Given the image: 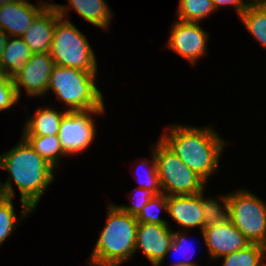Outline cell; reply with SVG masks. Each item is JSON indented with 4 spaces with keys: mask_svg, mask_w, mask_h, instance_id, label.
<instances>
[{
    "mask_svg": "<svg viewBox=\"0 0 266 266\" xmlns=\"http://www.w3.org/2000/svg\"><path fill=\"white\" fill-rule=\"evenodd\" d=\"M0 168L10 173L3 183L7 197L16 195L11 182L14 180L20 191L22 207L29 206L32 210L55 179V168L39 156L23 136L8 153L0 155Z\"/></svg>",
    "mask_w": 266,
    "mask_h": 266,
    "instance_id": "obj_1",
    "label": "cell"
},
{
    "mask_svg": "<svg viewBox=\"0 0 266 266\" xmlns=\"http://www.w3.org/2000/svg\"><path fill=\"white\" fill-rule=\"evenodd\" d=\"M216 132L209 127L175 124L159 139L207 182L208 177L217 171L226 143Z\"/></svg>",
    "mask_w": 266,
    "mask_h": 266,
    "instance_id": "obj_2",
    "label": "cell"
},
{
    "mask_svg": "<svg viewBox=\"0 0 266 266\" xmlns=\"http://www.w3.org/2000/svg\"><path fill=\"white\" fill-rule=\"evenodd\" d=\"M108 206L106 224L89 257L90 266H119L136 252V216L114 204Z\"/></svg>",
    "mask_w": 266,
    "mask_h": 266,
    "instance_id": "obj_3",
    "label": "cell"
},
{
    "mask_svg": "<svg viewBox=\"0 0 266 266\" xmlns=\"http://www.w3.org/2000/svg\"><path fill=\"white\" fill-rule=\"evenodd\" d=\"M97 72L55 65L47 88L67 104V111H85L105 108L103 95L95 84Z\"/></svg>",
    "mask_w": 266,
    "mask_h": 266,
    "instance_id": "obj_4",
    "label": "cell"
},
{
    "mask_svg": "<svg viewBox=\"0 0 266 266\" xmlns=\"http://www.w3.org/2000/svg\"><path fill=\"white\" fill-rule=\"evenodd\" d=\"M49 54L55 65L97 72L94 50L87 38L68 19L61 18L54 28Z\"/></svg>",
    "mask_w": 266,
    "mask_h": 266,
    "instance_id": "obj_5",
    "label": "cell"
},
{
    "mask_svg": "<svg viewBox=\"0 0 266 266\" xmlns=\"http://www.w3.org/2000/svg\"><path fill=\"white\" fill-rule=\"evenodd\" d=\"M163 194L192 195L204 191L206 181L191 170L160 139L152 149Z\"/></svg>",
    "mask_w": 266,
    "mask_h": 266,
    "instance_id": "obj_6",
    "label": "cell"
},
{
    "mask_svg": "<svg viewBox=\"0 0 266 266\" xmlns=\"http://www.w3.org/2000/svg\"><path fill=\"white\" fill-rule=\"evenodd\" d=\"M228 195V219L250 243L266 247V203L243 189Z\"/></svg>",
    "mask_w": 266,
    "mask_h": 266,
    "instance_id": "obj_7",
    "label": "cell"
},
{
    "mask_svg": "<svg viewBox=\"0 0 266 266\" xmlns=\"http://www.w3.org/2000/svg\"><path fill=\"white\" fill-rule=\"evenodd\" d=\"M105 108L67 111L60 123L58 138L65 155L81 153L92 144L96 135L91 113L101 115Z\"/></svg>",
    "mask_w": 266,
    "mask_h": 266,
    "instance_id": "obj_8",
    "label": "cell"
},
{
    "mask_svg": "<svg viewBox=\"0 0 266 266\" xmlns=\"http://www.w3.org/2000/svg\"><path fill=\"white\" fill-rule=\"evenodd\" d=\"M54 66L49 52L32 53L19 73L12 78L18 98L21 99L20 86L25 88L30 97L46 95Z\"/></svg>",
    "mask_w": 266,
    "mask_h": 266,
    "instance_id": "obj_9",
    "label": "cell"
},
{
    "mask_svg": "<svg viewBox=\"0 0 266 266\" xmlns=\"http://www.w3.org/2000/svg\"><path fill=\"white\" fill-rule=\"evenodd\" d=\"M168 40V49L190 61L192 65L208 51V33L199 26V23L175 21Z\"/></svg>",
    "mask_w": 266,
    "mask_h": 266,
    "instance_id": "obj_10",
    "label": "cell"
},
{
    "mask_svg": "<svg viewBox=\"0 0 266 266\" xmlns=\"http://www.w3.org/2000/svg\"><path fill=\"white\" fill-rule=\"evenodd\" d=\"M173 240L169 225L139 223L136 230L135 251L141 249L153 266H160Z\"/></svg>",
    "mask_w": 266,
    "mask_h": 266,
    "instance_id": "obj_11",
    "label": "cell"
},
{
    "mask_svg": "<svg viewBox=\"0 0 266 266\" xmlns=\"http://www.w3.org/2000/svg\"><path fill=\"white\" fill-rule=\"evenodd\" d=\"M201 233L208 253L214 260L239 251L250 244L229 219L221 224L206 227Z\"/></svg>",
    "mask_w": 266,
    "mask_h": 266,
    "instance_id": "obj_12",
    "label": "cell"
},
{
    "mask_svg": "<svg viewBox=\"0 0 266 266\" xmlns=\"http://www.w3.org/2000/svg\"><path fill=\"white\" fill-rule=\"evenodd\" d=\"M38 3L35 6L24 0L0 6V28L10 37H22L36 17L49 5L43 1Z\"/></svg>",
    "mask_w": 266,
    "mask_h": 266,
    "instance_id": "obj_13",
    "label": "cell"
},
{
    "mask_svg": "<svg viewBox=\"0 0 266 266\" xmlns=\"http://www.w3.org/2000/svg\"><path fill=\"white\" fill-rule=\"evenodd\" d=\"M61 19L54 4H49L22 36L32 53H48L54 37V28Z\"/></svg>",
    "mask_w": 266,
    "mask_h": 266,
    "instance_id": "obj_14",
    "label": "cell"
},
{
    "mask_svg": "<svg viewBox=\"0 0 266 266\" xmlns=\"http://www.w3.org/2000/svg\"><path fill=\"white\" fill-rule=\"evenodd\" d=\"M167 212L184 228L199 227L203 231L201 192L192 195H168Z\"/></svg>",
    "mask_w": 266,
    "mask_h": 266,
    "instance_id": "obj_15",
    "label": "cell"
},
{
    "mask_svg": "<svg viewBox=\"0 0 266 266\" xmlns=\"http://www.w3.org/2000/svg\"><path fill=\"white\" fill-rule=\"evenodd\" d=\"M67 1L69 2V6L54 4L61 18L66 16V10L69 9L68 11H71V9H74L83 19L95 25L96 27H100L103 30L109 27L112 18V12L107 5V2L104 0Z\"/></svg>",
    "mask_w": 266,
    "mask_h": 266,
    "instance_id": "obj_16",
    "label": "cell"
},
{
    "mask_svg": "<svg viewBox=\"0 0 266 266\" xmlns=\"http://www.w3.org/2000/svg\"><path fill=\"white\" fill-rule=\"evenodd\" d=\"M67 110L63 112L45 107L38 108L34 117L25 122L22 136H53L59 134L60 123Z\"/></svg>",
    "mask_w": 266,
    "mask_h": 266,
    "instance_id": "obj_17",
    "label": "cell"
},
{
    "mask_svg": "<svg viewBox=\"0 0 266 266\" xmlns=\"http://www.w3.org/2000/svg\"><path fill=\"white\" fill-rule=\"evenodd\" d=\"M11 38V39H10ZM32 52L22 37L8 38L0 62V70L13 78L22 69Z\"/></svg>",
    "mask_w": 266,
    "mask_h": 266,
    "instance_id": "obj_18",
    "label": "cell"
},
{
    "mask_svg": "<svg viewBox=\"0 0 266 266\" xmlns=\"http://www.w3.org/2000/svg\"><path fill=\"white\" fill-rule=\"evenodd\" d=\"M240 19L248 32L266 48V2L250 3Z\"/></svg>",
    "mask_w": 266,
    "mask_h": 266,
    "instance_id": "obj_19",
    "label": "cell"
},
{
    "mask_svg": "<svg viewBox=\"0 0 266 266\" xmlns=\"http://www.w3.org/2000/svg\"><path fill=\"white\" fill-rule=\"evenodd\" d=\"M34 151L46 160L55 169L61 157L65 154L63 152L61 142L58 135L53 136H23Z\"/></svg>",
    "mask_w": 266,
    "mask_h": 266,
    "instance_id": "obj_20",
    "label": "cell"
},
{
    "mask_svg": "<svg viewBox=\"0 0 266 266\" xmlns=\"http://www.w3.org/2000/svg\"><path fill=\"white\" fill-rule=\"evenodd\" d=\"M222 257V266H265L266 247L250 243L245 248Z\"/></svg>",
    "mask_w": 266,
    "mask_h": 266,
    "instance_id": "obj_21",
    "label": "cell"
},
{
    "mask_svg": "<svg viewBox=\"0 0 266 266\" xmlns=\"http://www.w3.org/2000/svg\"><path fill=\"white\" fill-rule=\"evenodd\" d=\"M215 10L212 0H179L178 20L199 23Z\"/></svg>",
    "mask_w": 266,
    "mask_h": 266,
    "instance_id": "obj_22",
    "label": "cell"
},
{
    "mask_svg": "<svg viewBox=\"0 0 266 266\" xmlns=\"http://www.w3.org/2000/svg\"><path fill=\"white\" fill-rule=\"evenodd\" d=\"M201 191L202 207H203V229L212 225L225 222L228 219V194L220 197L222 204L215 198H204Z\"/></svg>",
    "mask_w": 266,
    "mask_h": 266,
    "instance_id": "obj_23",
    "label": "cell"
},
{
    "mask_svg": "<svg viewBox=\"0 0 266 266\" xmlns=\"http://www.w3.org/2000/svg\"><path fill=\"white\" fill-rule=\"evenodd\" d=\"M12 201L13 198L7 197L0 203V246L13 230L16 229L15 226L19 224L18 221L23 220L33 211L29 206H23L21 217L18 220Z\"/></svg>",
    "mask_w": 266,
    "mask_h": 266,
    "instance_id": "obj_24",
    "label": "cell"
},
{
    "mask_svg": "<svg viewBox=\"0 0 266 266\" xmlns=\"http://www.w3.org/2000/svg\"><path fill=\"white\" fill-rule=\"evenodd\" d=\"M163 209L167 211V196L162 193L153 196L136 216V219L139 223L168 225L165 220H162V218L159 217V211Z\"/></svg>",
    "mask_w": 266,
    "mask_h": 266,
    "instance_id": "obj_25",
    "label": "cell"
},
{
    "mask_svg": "<svg viewBox=\"0 0 266 266\" xmlns=\"http://www.w3.org/2000/svg\"><path fill=\"white\" fill-rule=\"evenodd\" d=\"M153 158L151 160L152 165L150 166V168L146 169V173L145 174V178L142 179V177H144L142 174V176L140 175V173L136 176V178L138 179L137 181H142L139 182L142 185L139 186V188H143L146 190H149L150 192H152L154 195H160L163 193L162 188H161V184H160V180H159V175L157 173V168H156V160H155V153L153 151ZM148 161L145 160V162H141L140 163V167L147 165ZM137 172L139 171L138 169L136 170ZM136 172V173H137Z\"/></svg>",
    "mask_w": 266,
    "mask_h": 266,
    "instance_id": "obj_26",
    "label": "cell"
},
{
    "mask_svg": "<svg viewBox=\"0 0 266 266\" xmlns=\"http://www.w3.org/2000/svg\"><path fill=\"white\" fill-rule=\"evenodd\" d=\"M18 101L13 79L0 70V111L9 109Z\"/></svg>",
    "mask_w": 266,
    "mask_h": 266,
    "instance_id": "obj_27",
    "label": "cell"
},
{
    "mask_svg": "<svg viewBox=\"0 0 266 266\" xmlns=\"http://www.w3.org/2000/svg\"><path fill=\"white\" fill-rule=\"evenodd\" d=\"M186 236H185V234H182V233H179V231L177 232H173V240H172V244H171V246H170V248L168 249V251H167V253H166V256H167V254H169V253H173V252H175V253H180V254H182V255H184V251H186V246H191L192 244L191 243H188L187 241H186V238H185ZM187 243H186V242ZM189 248V247H188ZM185 249V250H184ZM179 254V255H180ZM187 255V254H186ZM185 257V256H184ZM186 258H188V257H186ZM186 258H185V260H179V261H177L176 263H173V264H171L170 266H198L195 262H193V261H190L189 259H187L186 260ZM191 258V257H190Z\"/></svg>",
    "mask_w": 266,
    "mask_h": 266,
    "instance_id": "obj_28",
    "label": "cell"
},
{
    "mask_svg": "<svg viewBox=\"0 0 266 266\" xmlns=\"http://www.w3.org/2000/svg\"><path fill=\"white\" fill-rule=\"evenodd\" d=\"M136 194L132 196V205L131 206H125L121 205L118 206L123 212L129 213L130 215L137 216L142 208L148 203V201L155 196L152 192L149 190L143 189V188H136ZM135 198V201H134Z\"/></svg>",
    "mask_w": 266,
    "mask_h": 266,
    "instance_id": "obj_29",
    "label": "cell"
},
{
    "mask_svg": "<svg viewBox=\"0 0 266 266\" xmlns=\"http://www.w3.org/2000/svg\"><path fill=\"white\" fill-rule=\"evenodd\" d=\"M212 2L216 11L223 6H234V8L236 9L235 11L237 12V14H239V16L246 10L248 5L250 4L248 0H212Z\"/></svg>",
    "mask_w": 266,
    "mask_h": 266,
    "instance_id": "obj_30",
    "label": "cell"
},
{
    "mask_svg": "<svg viewBox=\"0 0 266 266\" xmlns=\"http://www.w3.org/2000/svg\"><path fill=\"white\" fill-rule=\"evenodd\" d=\"M9 35L0 28V62Z\"/></svg>",
    "mask_w": 266,
    "mask_h": 266,
    "instance_id": "obj_31",
    "label": "cell"
},
{
    "mask_svg": "<svg viewBox=\"0 0 266 266\" xmlns=\"http://www.w3.org/2000/svg\"><path fill=\"white\" fill-rule=\"evenodd\" d=\"M7 198V194L4 188V184L0 182V203Z\"/></svg>",
    "mask_w": 266,
    "mask_h": 266,
    "instance_id": "obj_32",
    "label": "cell"
},
{
    "mask_svg": "<svg viewBox=\"0 0 266 266\" xmlns=\"http://www.w3.org/2000/svg\"><path fill=\"white\" fill-rule=\"evenodd\" d=\"M24 0H0V6H3L6 3L21 2Z\"/></svg>",
    "mask_w": 266,
    "mask_h": 266,
    "instance_id": "obj_33",
    "label": "cell"
},
{
    "mask_svg": "<svg viewBox=\"0 0 266 266\" xmlns=\"http://www.w3.org/2000/svg\"><path fill=\"white\" fill-rule=\"evenodd\" d=\"M250 3H255V2H266V0H248Z\"/></svg>",
    "mask_w": 266,
    "mask_h": 266,
    "instance_id": "obj_34",
    "label": "cell"
}]
</instances>
